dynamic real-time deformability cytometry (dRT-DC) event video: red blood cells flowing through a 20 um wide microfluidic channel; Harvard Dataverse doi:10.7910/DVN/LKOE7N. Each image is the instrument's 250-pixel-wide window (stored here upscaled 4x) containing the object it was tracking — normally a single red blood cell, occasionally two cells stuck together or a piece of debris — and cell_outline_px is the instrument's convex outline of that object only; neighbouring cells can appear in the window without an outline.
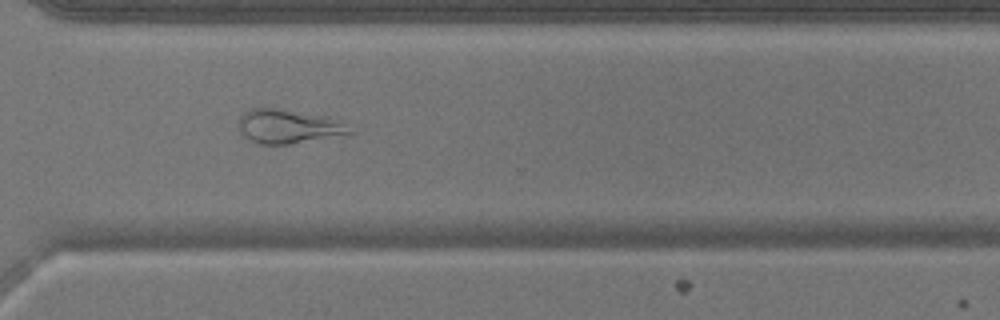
{"species": "common noctule bat (a hibernating species)", "species_latin": "Nyctalus noctula", "temperature_condition": "warm", "stored_images_in_passage": 51, "camera_frame_rate_fps": 3000, "um_per_image_px": 0.085, "animal": {"sex": "male", "body_mass_g": 17.9}, "frame": {"image": 1, "passage_image": 38, "time_ms": 12.333, "image_size_px": [1000, 320], "cell_outline_px": [[352, 132], [288, 144], [260, 144], [248, 140], [240, 132], [236, 124], [240, 116], [248, 108], [272, 108], [328, 116]], "centroid_in_image_um": [24.31, 10.73], "position_along_channel_um": 346.3, "area_um2": 21.33}}
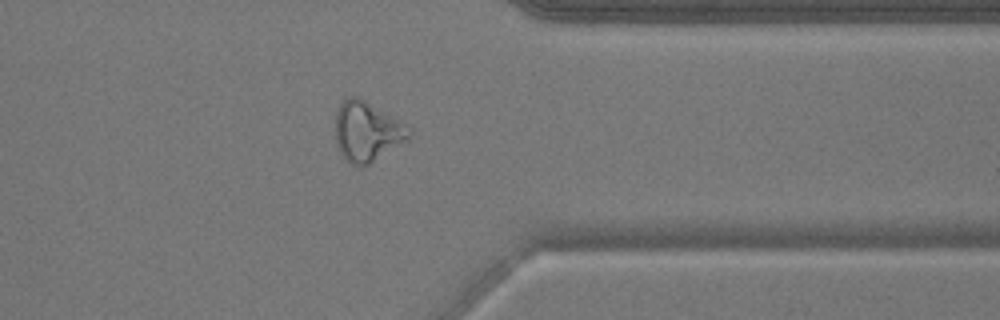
{"frame": {"image": 2, "passage_image": 41, "time_ms": 13.333, "image_size_px": [1000, 320], "cell_outline_px": [[412, 132], [408, 140], [368, 164], [356, 168], [340, 152], [336, 140], [336, 112], [340, 104], [348, 96], [356, 96], [364, 100], [412, 128]], "centroid_in_image_um": [31.2, 11.18], "position_along_channel_um": 380.2, "area_um2": 25.32}}
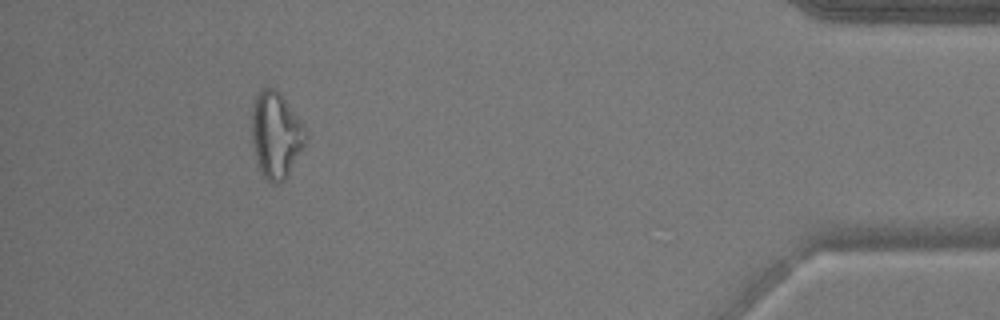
{"frame": {"image": 3, "passage_image": 47, "time_ms": 15.333, "image_size_px": [1000, 320], "cell_outline_px": [[308, 136], [304, 144], [284, 180], [276, 184], [272, 184], [264, 176], [260, 168], [252, 144], [252, 104], [260, 88], [268, 84], [276, 88], [304, 128]], "centroid_in_image_um": [23.41, 11.42], "position_along_channel_um": 411.8, "area_um2": 26.53}}